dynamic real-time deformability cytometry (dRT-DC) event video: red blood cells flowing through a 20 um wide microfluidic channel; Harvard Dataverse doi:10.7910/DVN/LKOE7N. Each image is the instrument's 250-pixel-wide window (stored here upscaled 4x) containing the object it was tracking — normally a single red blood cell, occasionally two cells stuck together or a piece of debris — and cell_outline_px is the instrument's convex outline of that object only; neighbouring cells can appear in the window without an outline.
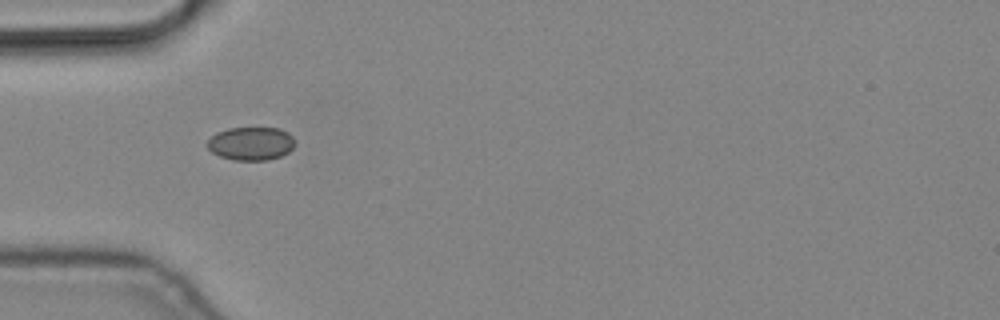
{"species": "common noctule bat (a hibernating species)", "species_latin": "Nyctalus noctula", "temperature_condition": "cold", "stored_images_in_passage": 2, "camera_frame_rate_fps": 3000, "um_per_image_px": 0.085, "animal": {"sex": "male", "body_mass_g": 19.2, "forearm_length_mm": 51.8}, "frame": {"image": 1, "passage_image": 1, "time_ms": 0.0, "image_size_px": [1000, 320], "cell_outline_px": [[296, 144], [288, 152], [280, 156], [268, 160], [232, 160], [220, 156], [212, 152], [204, 144], [216, 132], [228, 128], [280, 128], [288, 132], [296, 140]], "centroid_in_image_um": [21.33, 12.2], "position_along_channel_um": 63.7, "area_um2": 17.22}}
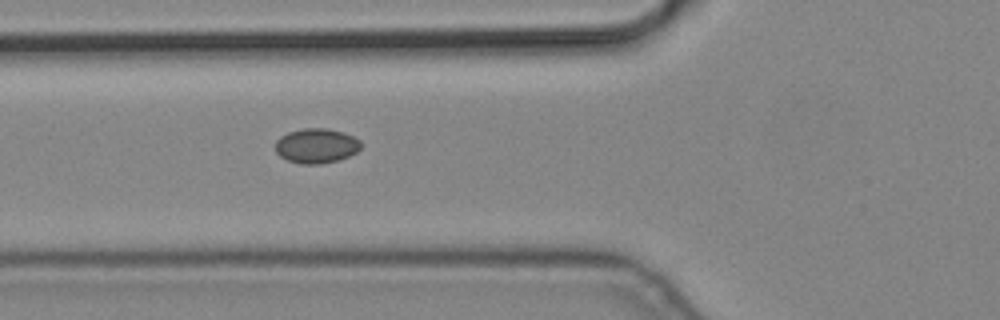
{"frame": {"image": 2, "passage_image": 2, "time_ms": 0.333, "image_size_px": [1000, 320], "cell_outline_px": [[360, 148], [356, 152], [340, 160], [320, 164], [300, 164], [288, 160], [280, 156], [276, 152], [276, 140], [280, 136], [288, 132], [304, 128], [328, 128], [344, 132], [360, 140]], "centroid_in_image_um": [26.88, 12.39], "position_along_channel_um": 98.9, "area_um2": 17.4}}